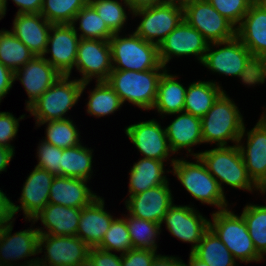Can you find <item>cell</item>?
<instances>
[{
	"mask_svg": "<svg viewBox=\"0 0 266 266\" xmlns=\"http://www.w3.org/2000/svg\"><path fill=\"white\" fill-rule=\"evenodd\" d=\"M35 57L10 30H0V62L14 73Z\"/></svg>",
	"mask_w": 266,
	"mask_h": 266,
	"instance_id": "d6a6232c",
	"label": "cell"
},
{
	"mask_svg": "<svg viewBox=\"0 0 266 266\" xmlns=\"http://www.w3.org/2000/svg\"><path fill=\"white\" fill-rule=\"evenodd\" d=\"M128 232L134 249L157 251L156 238L161 233V224L136 218L129 213L125 216Z\"/></svg>",
	"mask_w": 266,
	"mask_h": 266,
	"instance_id": "d590c367",
	"label": "cell"
},
{
	"mask_svg": "<svg viewBox=\"0 0 266 266\" xmlns=\"http://www.w3.org/2000/svg\"><path fill=\"white\" fill-rule=\"evenodd\" d=\"M169 182L129 196L125 206L130 215L161 224L167 210L174 204Z\"/></svg>",
	"mask_w": 266,
	"mask_h": 266,
	"instance_id": "d6986e66",
	"label": "cell"
},
{
	"mask_svg": "<svg viewBox=\"0 0 266 266\" xmlns=\"http://www.w3.org/2000/svg\"><path fill=\"white\" fill-rule=\"evenodd\" d=\"M108 252H118L121 255L133 249L126 219L114 218L109 230L105 233L101 244L97 247Z\"/></svg>",
	"mask_w": 266,
	"mask_h": 266,
	"instance_id": "60d3db41",
	"label": "cell"
},
{
	"mask_svg": "<svg viewBox=\"0 0 266 266\" xmlns=\"http://www.w3.org/2000/svg\"><path fill=\"white\" fill-rule=\"evenodd\" d=\"M96 85L90 90L87 102V113L94 117H103L118 111L123 106L119 95L107 81H95Z\"/></svg>",
	"mask_w": 266,
	"mask_h": 266,
	"instance_id": "836d02e7",
	"label": "cell"
},
{
	"mask_svg": "<svg viewBox=\"0 0 266 266\" xmlns=\"http://www.w3.org/2000/svg\"><path fill=\"white\" fill-rule=\"evenodd\" d=\"M25 114L19 118L14 117L10 112H0V145L15 152L11 141L16 137L19 128L20 119H24Z\"/></svg>",
	"mask_w": 266,
	"mask_h": 266,
	"instance_id": "ee69618b",
	"label": "cell"
},
{
	"mask_svg": "<svg viewBox=\"0 0 266 266\" xmlns=\"http://www.w3.org/2000/svg\"><path fill=\"white\" fill-rule=\"evenodd\" d=\"M80 214L81 209L48 203L32 219V224H35L39 220L41 221L44 227L36 228L39 234L76 236Z\"/></svg>",
	"mask_w": 266,
	"mask_h": 266,
	"instance_id": "d4e9b609",
	"label": "cell"
},
{
	"mask_svg": "<svg viewBox=\"0 0 266 266\" xmlns=\"http://www.w3.org/2000/svg\"><path fill=\"white\" fill-rule=\"evenodd\" d=\"M164 161L150 158H141L134 163L129 172V196L137 195L150 188L165 184L168 181L165 175Z\"/></svg>",
	"mask_w": 266,
	"mask_h": 266,
	"instance_id": "83f0119b",
	"label": "cell"
},
{
	"mask_svg": "<svg viewBox=\"0 0 266 266\" xmlns=\"http://www.w3.org/2000/svg\"><path fill=\"white\" fill-rule=\"evenodd\" d=\"M253 3L262 10L266 11V0H253Z\"/></svg>",
	"mask_w": 266,
	"mask_h": 266,
	"instance_id": "680465c9",
	"label": "cell"
},
{
	"mask_svg": "<svg viewBox=\"0 0 266 266\" xmlns=\"http://www.w3.org/2000/svg\"><path fill=\"white\" fill-rule=\"evenodd\" d=\"M241 215L256 251L261 255L266 251V205L247 204Z\"/></svg>",
	"mask_w": 266,
	"mask_h": 266,
	"instance_id": "74e56055",
	"label": "cell"
},
{
	"mask_svg": "<svg viewBox=\"0 0 266 266\" xmlns=\"http://www.w3.org/2000/svg\"><path fill=\"white\" fill-rule=\"evenodd\" d=\"M201 64L213 73L238 77L244 85L266 82V70L236 36L227 41L209 43Z\"/></svg>",
	"mask_w": 266,
	"mask_h": 266,
	"instance_id": "6da1fadb",
	"label": "cell"
},
{
	"mask_svg": "<svg viewBox=\"0 0 266 266\" xmlns=\"http://www.w3.org/2000/svg\"><path fill=\"white\" fill-rule=\"evenodd\" d=\"M240 109L224 91L211 109L201 118L203 143L231 146L238 143L244 129V118ZM228 142V143H227Z\"/></svg>",
	"mask_w": 266,
	"mask_h": 266,
	"instance_id": "3957f363",
	"label": "cell"
},
{
	"mask_svg": "<svg viewBox=\"0 0 266 266\" xmlns=\"http://www.w3.org/2000/svg\"><path fill=\"white\" fill-rule=\"evenodd\" d=\"M236 37L266 70V11L252 3L236 27Z\"/></svg>",
	"mask_w": 266,
	"mask_h": 266,
	"instance_id": "7402d4cb",
	"label": "cell"
},
{
	"mask_svg": "<svg viewBox=\"0 0 266 266\" xmlns=\"http://www.w3.org/2000/svg\"><path fill=\"white\" fill-rule=\"evenodd\" d=\"M81 178L55 176L50 187L49 203L72 208H84L98 196Z\"/></svg>",
	"mask_w": 266,
	"mask_h": 266,
	"instance_id": "4316f807",
	"label": "cell"
},
{
	"mask_svg": "<svg viewBox=\"0 0 266 266\" xmlns=\"http://www.w3.org/2000/svg\"><path fill=\"white\" fill-rule=\"evenodd\" d=\"M36 126L46 124L45 142L56 147L66 149L81 144L80 133L73 120L64 119L56 121L36 122Z\"/></svg>",
	"mask_w": 266,
	"mask_h": 266,
	"instance_id": "8d00e7d4",
	"label": "cell"
},
{
	"mask_svg": "<svg viewBox=\"0 0 266 266\" xmlns=\"http://www.w3.org/2000/svg\"><path fill=\"white\" fill-rule=\"evenodd\" d=\"M209 220L205 218L192 205L173 204L166 212L161 222L179 240L191 243L192 252L202 240L204 233L209 229Z\"/></svg>",
	"mask_w": 266,
	"mask_h": 266,
	"instance_id": "9a60e30c",
	"label": "cell"
},
{
	"mask_svg": "<svg viewBox=\"0 0 266 266\" xmlns=\"http://www.w3.org/2000/svg\"><path fill=\"white\" fill-rule=\"evenodd\" d=\"M183 19L209 43L227 41L236 36V27L207 0H193L184 5Z\"/></svg>",
	"mask_w": 266,
	"mask_h": 266,
	"instance_id": "30bf717a",
	"label": "cell"
},
{
	"mask_svg": "<svg viewBox=\"0 0 266 266\" xmlns=\"http://www.w3.org/2000/svg\"><path fill=\"white\" fill-rule=\"evenodd\" d=\"M75 68L81 73L79 81H106L112 66L109 41L98 39H80L78 43ZM94 77V78H93Z\"/></svg>",
	"mask_w": 266,
	"mask_h": 266,
	"instance_id": "8fae6325",
	"label": "cell"
},
{
	"mask_svg": "<svg viewBox=\"0 0 266 266\" xmlns=\"http://www.w3.org/2000/svg\"><path fill=\"white\" fill-rule=\"evenodd\" d=\"M93 150L79 144L66 148L61 156V176L81 178L89 181L92 177Z\"/></svg>",
	"mask_w": 266,
	"mask_h": 266,
	"instance_id": "4dcf8cb0",
	"label": "cell"
},
{
	"mask_svg": "<svg viewBox=\"0 0 266 266\" xmlns=\"http://www.w3.org/2000/svg\"><path fill=\"white\" fill-rule=\"evenodd\" d=\"M211 217L209 228L224 243L236 260L244 263L259 262L260 254L254 247L241 214H235L229 207L213 212Z\"/></svg>",
	"mask_w": 266,
	"mask_h": 266,
	"instance_id": "ba28073f",
	"label": "cell"
},
{
	"mask_svg": "<svg viewBox=\"0 0 266 266\" xmlns=\"http://www.w3.org/2000/svg\"><path fill=\"white\" fill-rule=\"evenodd\" d=\"M128 35L124 37L120 36V33H115L109 40L113 69L130 71L167 69L159 60L158 45L145 41L134 31Z\"/></svg>",
	"mask_w": 266,
	"mask_h": 266,
	"instance_id": "52a82bcc",
	"label": "cell"
},
{
	"mask_svg": "<svg viewBox=\"0 0 266 266\" xmlns=\"http://www.w3.org/2000/svg\"><path fill=\"white\" fill-rule=\"evenodd\" d=\"M43 248L45 258L39 260L45 266H77L89 256L90 247L77 236H52L40 234L39 253Z\"/></svg>",
	"mask_w": 266,
	"mask_h": 266,
	"instance_id": "5bb4252c",
	"label": "cell"
},
{
	"mask_svg": "<svg viewBox=\"0 0 266 266\" xmlns=\"http://www.w3.org/2000/svg\"><path fill=\"white\" fill-rule=\"evenodd\" d=\"M134 16L141 18L134 32L145 41L159 45L183 20V6L160 3L136 9L132 12Z\"/></svg>",
	"mask_w": 266,
	"mask_h": 266,
	"instance_id": "9c48e42d",
	"label": "cell"
},
{
	"mask_svg": "<svg viewBox=\"0 0 266 266\" xmlns=\"http://www.w3.org/2000/svg\"><path fill=\"white\" fill-rule=\"evenodd\" d=\"M199 157L209 173L217 180L224 192V184L232 188L246 190L250 193L259 191L247 173L238 145L219 146L199 152ZM223 184V185H222Z\"/></svg>",
	"mask_w": 266,
	"mask_h": 266,
	"instance_id": "277c9868",
	"label": "cell"
},
{
	"mask_svg": "<svg viewBox=\"0 0 266 266\" xmlns=\"http://www.w3.org/2000/svg\"><path fill=\"white\" fill-rule=\"evenodd\" d=\"M80 37L72 24H52L43 57L61 74L70 76L75 67ZM51 57L47 58V54Z\"/></svg>",
	"mask_w": 266,
	"mask_h": 266,
	"instance_id": "4fadbf2b",
	"label": "cell"
},
{
	"mask_svg": "<svg viewBox=\"0 0 266 266\" xmlns=\"http://www.w3.org/2000/svg\"><path fill=\"white\" fill-rule=\"evenodd\" d=\"M62 151V148L42 140L37 148L38 164L36 167L45 169L55 176H61Z\"/></svg>",
	"mask_w": 266,
	"mask_h": 266,
	"instance_id": "7bdbcfd3",
	"label": "cell"
},
{
	"mask_svg": "<svg viewBox=\"0 0 266 266\" xmlns=\"http://www.w3.org/2000/svg\"><path fill=\"white\" fill-rule=\"evenodd\" d=\"M246 135V144L242 143ZM247 173L253 182L259 186L266 179V112L260 117L256 125L247 131L246 127L242 131L237 143Z\"/></svg>",
	"mask_w": 266,
	"mask_h": 266,
	"instance_id": "e0dca14e",
	"label": "cell"
},
{
	"mask_svg": "<svg viewBox=\"0 0 266 266\" xmlns=\"http://www.w3.org/2000/svg\"><path fill=\"white\" fill-rule=\"evenodd\" d=\"M14 154L15 152L13 150L0 145V174L3 171L6 172L7 166L13 159Z\"/></svg>",
	"mask_w": 266,
	"mask_h": 266,
	"instance_id": "816d5d0a",
	"label": "cell"
},
{
	"mask_svg": "<svg viewBox=\"0 0 266 266\" xmlns=\"http://www.w3.org/2000/svg\"><path fill=\"white\" fill-rule=\"evenodd\" d=\"M167 69L161 76L155 104L152 108L165 117V115L184 112V102L187 88L178 80V76L170 74Z\"/></svg>",
	"mask_w": 266,
	"mask_h": 266,
	"instance_id": "f1b7e54d",
	"label": "cell"
},
{
	"mask_svg": "<svg viewBox=\"0 0 266 266\" xmlns=\"http://www.w3.org/2000/svg\"><path fill=\"white\" fill-rule=\"evenodd\" d=\"M193 0H162V3H169V4H177L180 6H184L190 3Z\"/></svg>",
	"mask_w": 266,
	"mask_h": 266,
	"instance_id": "9f6ffc18",
	"label": "cell"
},
{
	"mask_svg": "<svg viewBox=\"0 0 266 266\" xmlns=\"http://www.w3.org/2000/svg\"><path fill=\"white\" fill-rule=\"evenodd\" d=\"M62 75L43 57L35 56L14 73V80L20 81L28 95L27 110Z\"/></svg>",
	"mask_w": 266,
	"mask_h": 266,
	"instance_id": "ffe728a7",
	"label": "cell"
},
{
	"mask_svg": "<svg viewBox=\"0 0 266 266\" xmlns=\"http://www.w3.org/2000/svg\"><path fill=\"white\" fill-rule=\"evenodd\" d=\"M88 0V3L95 9L108 28L115 34L121 33L127 23L126 9L130 14L132 10L125 0ZM124 4V5H123Z\"/></svg>",
	"mask_w": 266,
	"mask_h": 266,
	"instance_id": "f35d334b",
	"label": "cell"
},
{
	"mask_svg": "<svg viewBox=\"0 0 266 266\" xmlns=\"http://www.w3.org/2000/svg\"><path fill=\"white\" fill-rule=\"evenodd\" d=\"M7 1L4 0V5L7 10ZM16 6H18V10L16 14H27V13H40L43 0H12Z\"/></svg>",
	"mask_w": 266,
	"mask_h": 266,
	"instance_id": "7dc6e473",
	"label": "cell"
},
{
	"mask_svg": "<svg viewBox=\"0 0 266 266\" xmlns=\"http://www.w3.org/2000/svg\"><path fill=\"white\" fill-rule=\"evenodd\" d=\"M11 220H15L12 211V201L0 189V224L11 222Z\"/></svg>",
	"mask_w": 266,
	"mask_h": 266,
	"instance_id": "681fc988",
	"label": "cell"
},
{
	"mask_svg": "<svg viewBox=\"0 0 266 266\" xmlns=\"http://www.w3.org/2000/svg\"><path fill=\"white\" fill-rule=\"evenodd\" d=\"M71 76L62 75L27 111L36 122L69 119V112L83 94L90 81L70 80Z\"/></svg>",
	"mask_w": 266,
	"mask_h": 266,
	"instance_id": "8992f818",
	"label": "cell"
},
{
	"mask_svg": "<svg viewBox=\"0 0 266 266\" xmlns=\"http://www.w3.org/2000/svg\"><path fill=\"white\" fill-rule=\"evenodd\" d=\"M188 262V264L184 263V266H209L206 262L196 258L191 252Z\"/></svg>",
	"mask_w": 266,
	"mask_h": 266,
	"instance_id": "db71d44e",
	"label": "cell"
},
{
	"mask_svg": "<svg viewBox=\"0 0 266 266\" xmlns=\"http://www.w3.org/2000/svg\"><path fill=\"white\" fill-rule=\"evenodd\" d=\"M259 193L266 194V179L258 186Z\"/></svg>",
	"mask_w": 266,
	"mask_h": 266,
	"instance_id": "94428289",
	"label": "cell"
},
{
	"mask_svg": "<svg viewBox=\"0 0 266 266\" xmlns=\"http://www.w3.org/2000/svg\"><path fill=\"white\" fill-rule=\"evenodd\" d=\"M17 265V263L14 265V266H16ZM45 266L40 260H39V257H36V258H34L33 257V259L31 258V260L29 259V260H26V261H24L23 263H22V265L21 264H19L18 263V265L17 266Z\"/></svg>",
	"mask_w": 266,
	"mask_h": 266,
	"instance_id": "11a10c76",
	"label": "cell"
},
{
	"mask_svg": "<svg viewBox=\"0 0 266 266\" xmlns=\"http://www.w3.org/2000/svg\"><path fill=\"white\" fill-rule=\"evenodd\" d=\"M158 251L149 249H131L121 255L122 266H150Z\"/></svg>",
	"mask_w": 266,
	"mask_h": 266,
	"instance_id": "f6af8a7d",
	"label": "cell"
},
{
	"mask_svg": "<svg viewBox=\"0 0 266 266\" xmlns=\"http://www.w3.org/2000/svg\"><path fill=\"white\" fill-rule=\"evenodd\" d=\"M79 21V27L75 25ZM75 32H79L80 39H98L109 41L114 33L101 19L95 9L87 3L76 15L72 22ZM81 31V32H80Z\"/></svg>",
	"mask_w": 266,
	"mask_h": 266,
	"instance_id": "e575fe53",
	"label": "cell"
},
{
	"mask_svg": "<svg viewBox=\"0 0 266 266\" xmlns=\"http://www.w3.org/2000/svg\"><path fill=\"white\" fill-rule=\"evenodd\" d=\"M223 17L235 27L248 12L253 0H207Z\"/></svg>",
	"mask_w": 266,
	"mask_h": 266,
	"instance_id": "b9f144b4",
	"label": "cell"
},
{
	"mask_svg": "<svg viewBox=\"0 0 266 266\" xmlns=\"http://www.w3.org/2000/svg\"><path fill=\"white\" fill-rule=\"evenodd\" d=\"M208 44L203 35L183 19L158 45L159 60L166 67L174 56L194 55L202 63Z\"/></svg>",
	"mask_w": 266,
	"mask_h": 266,
	"instance_id": "7c38bea8",
	"label": "cell"
},
{
	"mask_svg": "<svg viewBox=\"0 0 266 266\" xmlns=\"http://www.w3.org/2000/svg\"><path fill=\"white\" fill-rule=\"evenodd\" d=\"M14 72L0 62V103L14 84Z\"/></svg>",
	"mask_w": 266,
	"mask_h": 266,
	"instance_id": "c3c4849f",
	"label": "cell"
},
{
	"mask_svg": "<svg viewBox=\"0 0 266 266\" xmlns=\"http://www.w3.org/2000/svg\"><path fill=\"white\" fill-rule=\"evenodd\" d=\"M52 24L40 13L16 14L10 30L35 56H43Z\"/></svg>",
	"mask_w": 266,
	"mask_h": 266,
	"instance_id": "cb8c5ba5",
	"label": "cell"
},
{
	"mask_svg": "<svg viewBox=\"0 0 266 266\" xmlns=\"http://www.w3.org/2000/svg\"><path fill=\"white\" fill-rule=\"evenodd\" d=\"M125 134L138 149L143 158L169 161L174 155L166 136L165 128L156 119L131 124L125 128Z\"/></svg>",
	"mask_w": 266,
	"mask_h": 266,
	"instance_id": "2e32d148",
	"label": "cell"
},
{
	"mask_svg": "<svg viewBox=\"0 0 266 266\" xmlns=\"http://www.w3.org/2000/svg\"><path fill=\"white\" fill-rule=\"evenodd\" d=\"M191 253L209 266H238L237 260L210 228Z\"/></svg>",
	"mask_w": 266,
	"mask_h": 266,
	"instance_id": "1f68e13d",
	"label": "cell"
},
{
	"mask_svg": "<svg viewBox=\"0 0 266 266\" xmlns=\"http://www.w3.org/2000/svg\"><path fill=\"white\" fill-rule=\"evenodd\" d=\"M77 266H96L92 259L88 256L85 260H82Z\"/></svg>",
	"mask_w": 266,
	"mask_h": 266,
	"instance_id": "6f0895ef",
	"label": "cell"
},
{
	"mask_svg": "<svg viewBox=\"0 0 266 266\" xmlns=\"http://www.w3.org/2000/svg\"><path fill=\"white\" fill-rule=\"evenodd\" d=\"M150 266H184V262L179 257L166 256L158 254L152 261Z\"/></svg>",
	"mask_w": 266,
	"mask_h": 266,
	"instance_id": "f907efd6",
	"label": "cell"
},
{
	"mask_svg": "<svg viewBox=\"0 0 266 266\" xmlns=\"http://www.w3.org/2000/svg\"><path fill=\"white\" fill-rule=\"evenodd\" d=\"M5 15H6V8L4 5V0H0V20L4 18Z\"/></svg>",
	"mask_w": 266,
	"mask_h": 266,
	"instance_id": "91938a15",
	"label": "cell"
},
{
	"mask_svg": "<svg viewBox=\"0 0 266 266\" xmlns=\"http://www.w3.org/2000/svg\"><path fill=\"white\" fill-rule=\"evenodd\" d=\"M1 236H2V224H0V239H1Z\"/></svg>",
	"mask_w": 266,
	"mask_h": 266,
	"instance_id": "be15d7a7",
	"label": "cell"
},
{
	"mask_svg": "<svg viewBox=\"0 0 266 266\" xmlns=\"http://www.w3.org/2000/svg\"><path fill=\"white\" fill-rule=\"evenodd\" d=\"M125 1L130 6L132 11L139 8L149 7L162 3V0H125Z\"/></svg>",
	"mask_w": 266,
	"mask_h": 266,
	"instance_id": "f5cc1de1",
	"label": "cell"
},
{
	"mask_svg": "<svg viewBox=\"0 0 266 266\" xmlns=\"http://www.w3.org/2000/svg\"><path fill=\"white\" fill-rule=\"evenodd\" d=\"M166 69L130 71L113 69L106 80L119 95L122 103L126 101L143 110H152L158 91V84Z\"/></svg>",
	"mask_w": 266,
	"mask_h": 266,
	"instance_id": "5b68a950",
	"label": "cell"
},
{
	"mask_svg": "<svg viewBox=\"0 0 266 266\" xmlns=\"http://www.w3.org/2000/svg\"><path fill=\"white\" fill-rule=\"evenodd\" d=\"M265 256H266V251L263 252V253L260 255V259H259V261L265 260Z\"/></svg>",
	"mask_w": 266,
	"mask_h": 266,
	"instance_id": "6125c7cd",
	"label": "cell"
},
{
	"mask_svg": "<svg viewBox=\"0 0 266 266\" xmlns=\"http://www.w3.org/2000/svg\"><path fill=\"white\" fill-rule=\"evenodd\" d=\"M215 81H195L186 90L184 112L202 118L225 91Z\"/></svg>",
	"mask_w": 266,
	"mask_h": 266,
	"instance_id": "f546056e",
	"label": "cell"
},
{
	"mask_svg": "<svg viewBox=\"0 0 266 266\" xmlns=\"http://www.w3.org/2000/svg\"><path fill=\"white\" fill-rule=\"evenodd\" d=\"M88 0H43L40 14L51 24H72Z\"/></svg>",
	"mask_w": 266,
	"mask_h": 266,
	"instance_id": "ab89813d",
	"label": "cell"
},
{
	"mask_svg": "<svg viewBox=\"0 0 266 266\" xmlns=\"http://www.w3.org/2000/svg\"><path fill=\"white\" fill-rule=\"evenodd\" d=\"M89 257L96 266H122L121 254L101 250L99 248H90Z\"/></svg>",
	"mask_w": 266,
	"mask_h": 266,
	"instance_id": "bcb514c9",
	"label": "cell"
},
{
	"mask_svg": "<svg viewBox=\"0 0 266 266\" xmlns=\"http://www.w3.org/2000/svg\"><path fill=\"white\" fill-rule=\"evenodd\" d=\"M104 198L98 196L89 205L81 208L76 236L90 248H97L114 219L105 210Z\"/></svg>",
	"mask_w": 266,
	"mask_h": 266,
	"instance_id": "603a6c76",
	"label": "cell"
},
{
	"mask_svg": "<svg viewBox=\"0 0 266 266\" xmlns=\"http://www.w3.org/2000/svg\"><path fill=\"white\" fill-rule=\"evenodd\" d=\"M172 115H177V117L167 127H164L172 152L175 154L184 148L191 156H199V153H191V147L203 143L201 118L186 112Z\"/></svg>",
	"mask_w": 266,
	"mask_h": 266,
	"instance_id": "484cf974",
	"label": "cell"
},
{
	"mask_svg": "<svg viewBox=\"0 0 266 266\" xmlns=\"http://www.w3.org/2000/svg\"><path fill=\"white\" fill-rule=\"evenodd\" d=\"M195 162H189L185 158H171L172 172L184 186L190 195L200 201L201 204L216 206L218 210L228 208L229 204L217 180L209 173L207 167L195 156Z\"/></svg>",
	"mask_w": 266,
	"mask_h": 266,
	"instance_id": "7a4b0ae2",
	"label": "cell"
},
{
	"mask_svg": "<svg viewBox=\"0 0 266 266\" xmlns=\"http://www.w3.org/2000/svg\"><path fill=\"white\" fill-rule=\"evenodd\" d=\"M13 222L14 220L2 224L0 261L5 266H14L17 260L39 255L40 234L38 230L31 226V228L12 234Z\"/></svg>",
	"mask_w": 266,
	"mask_h": 266,
	"instance_id": "44dd1931",
	"label": "cell"
},
{
	"mask_svg": "<svg viewBox=\"0 0 266 266\" xmlns=\"http://www.w3.org/2000/svg\"><path fill=\"white\" fill-rule=\"evenodd\" d=\"M54 178L55 175L35 166L23 183L21 197L18 200L21 205L12 202L14 216L22 210L25 219L31 222L49 203L50 187Z\"/></svg>",
	"mask_w": 266,
	"mask_h": 266,
	"instance_id": "ac0fdd59",
	"label": "cell"
}]
</instances>
